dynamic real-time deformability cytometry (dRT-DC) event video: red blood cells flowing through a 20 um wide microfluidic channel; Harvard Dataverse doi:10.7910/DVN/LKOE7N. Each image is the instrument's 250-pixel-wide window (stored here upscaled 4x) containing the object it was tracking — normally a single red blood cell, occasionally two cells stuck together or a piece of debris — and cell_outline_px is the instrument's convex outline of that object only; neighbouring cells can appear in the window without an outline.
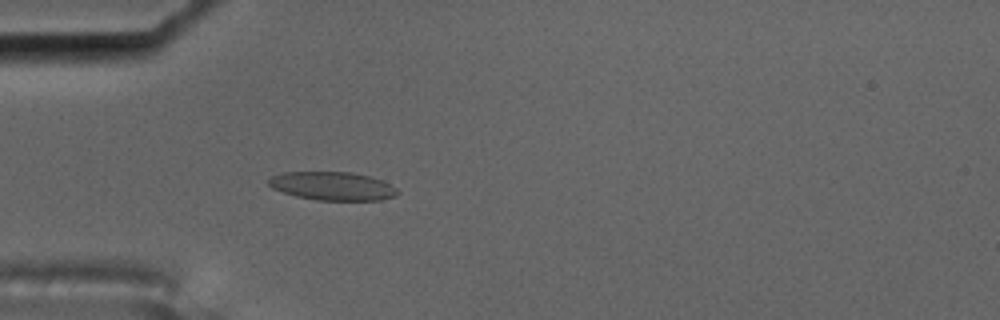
{"species": "common noctule bat (a hibernating species)", "species_latin": "Nyctalus noctula", "temperature_condition": "cold", "stored_images_in_passage": 5, "camera_frame_rate_fps": 3000, "um_per_image_px": 0.085, "animal": {"sex": "male", "body_mass_g": 17.5, "forearm_length_mm": 52.3}, "frame": {"image": 1, "passage_image": 5, "time_ms": 1.333, "image_size_px": [1000, 320], "cell_outline_px": [[400, 192], [396, 196], [380, 200], [316, 200], [296, 196], [272, 188], [268, 184], [268, 180], [272, 176], [284, 172], [352, 172], [368, 176], [380, 180], [396, 188]], "centroid_in_image_um": [28.26, 15.82], "position_along_channel_um": 56.7, "area_um2": 21.21}}